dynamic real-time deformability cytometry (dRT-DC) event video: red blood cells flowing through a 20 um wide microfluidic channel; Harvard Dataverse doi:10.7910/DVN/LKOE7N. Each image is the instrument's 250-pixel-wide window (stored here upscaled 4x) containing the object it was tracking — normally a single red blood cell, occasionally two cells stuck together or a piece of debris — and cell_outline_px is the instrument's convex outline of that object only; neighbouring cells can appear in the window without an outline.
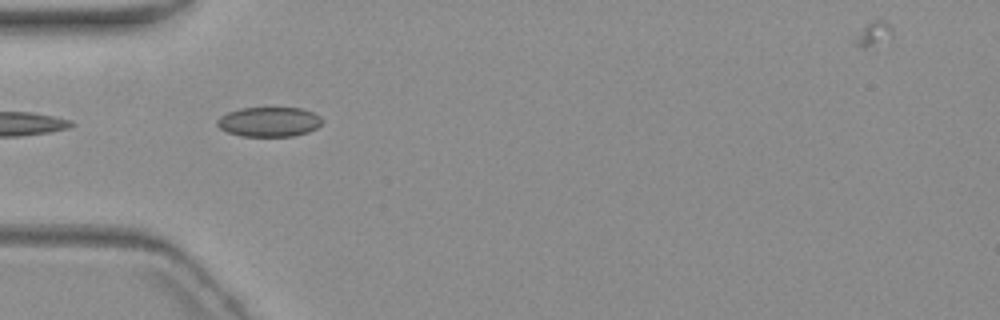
{"species": "common noctule bat (a hibernating species)", "species_latin": "Nyctalus noctula", "temperature_condition": "warm", "stored_images_in_passage": 6, "camera_frame_rate_fps": 3000, "um_per_image_px": 0.085, "animal": {"sex": "female", "body_mass_g": 19.3, "forearm_length_mm": 54.1}, "frame": {"image": 1, "passage_image": 5, "time_ms": 5.667, "image_size_px": [1000, 320], "cell_outline_px": [[324, 120], [316, 128], [308, 132], [292, 136], [240, 136], [228, 132], [220, 128], [216, 124], [216, 120], [220, 116], [228, 112], [240, 108], [300, 108], [312, 112], [320, 116]], "centroid_in_image_um": [22.86, 10.35], "position_along_channel_um": 62.1, "area_um2": 18.15}}
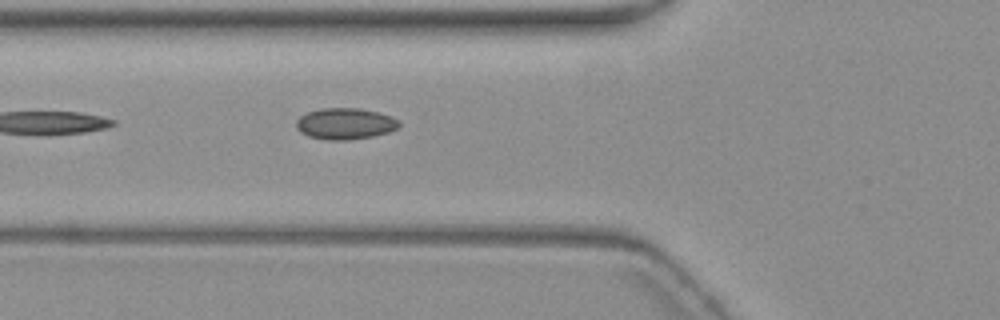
{"frame": {"image": 2, "passage_image": 6, "time_ms": 6.667, "image_size_px": [1000, 320], "cell_outline_px": [[400, 124], [396, 128], [388, 132], [372, 136], [348, 140], [328, 140], [308, 136], [300, 132], [296, 128], [296, 120], [300, 116], [308, 112], [320, 108], [360, 108], [380, 112], [400, 120]], "centroid_in_image_um": [29.33, 10.5], "position_along_channel_um": 96.5, "area_um2": 18.84}}